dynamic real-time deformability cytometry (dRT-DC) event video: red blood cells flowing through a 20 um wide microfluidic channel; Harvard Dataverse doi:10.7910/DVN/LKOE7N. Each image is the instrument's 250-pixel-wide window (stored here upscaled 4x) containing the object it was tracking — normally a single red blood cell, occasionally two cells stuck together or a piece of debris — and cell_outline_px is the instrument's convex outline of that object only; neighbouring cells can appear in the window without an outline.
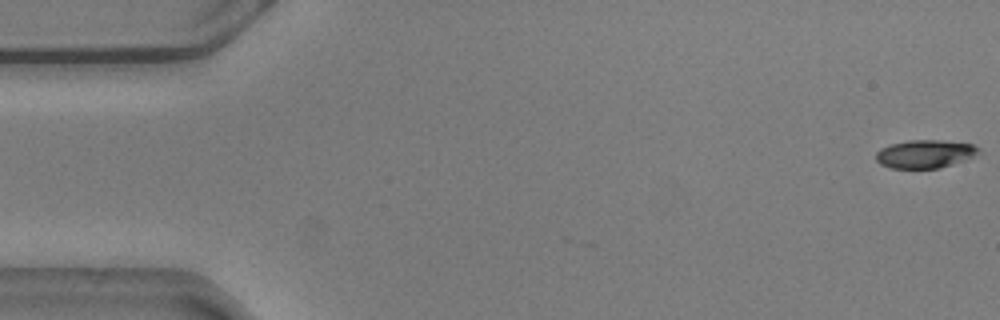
{"species": "common noctule bat (a hibernating species)", "species_latin": "Nyctalus noctula", "temperature_condition": "warm", "stored_images_in_passage": 13, "camera_frame_rate_fps": 3000, "um_per_image_px": 0.085, "animal": {"sex": "male", "body_mass_g": 20.5, "forearm_length_mm": 52.5}, "frame": {"image": 1, "passage_image": 1, "time_ms": 0.0, "image_size_px": [1000, 320], "cell_outline_px": [[984, 152], [952, 164], [940, 168], [892, 168], [880, 164], [876, 160], [876, 152], [880, 148], [892, 144], [908, 140], [940, 140], [972, 144], [980, 148]], "centroid_in_image_um": [78.64, 13.08], "position_along_channel_um": 6.4, "area_um2": 16.88}}